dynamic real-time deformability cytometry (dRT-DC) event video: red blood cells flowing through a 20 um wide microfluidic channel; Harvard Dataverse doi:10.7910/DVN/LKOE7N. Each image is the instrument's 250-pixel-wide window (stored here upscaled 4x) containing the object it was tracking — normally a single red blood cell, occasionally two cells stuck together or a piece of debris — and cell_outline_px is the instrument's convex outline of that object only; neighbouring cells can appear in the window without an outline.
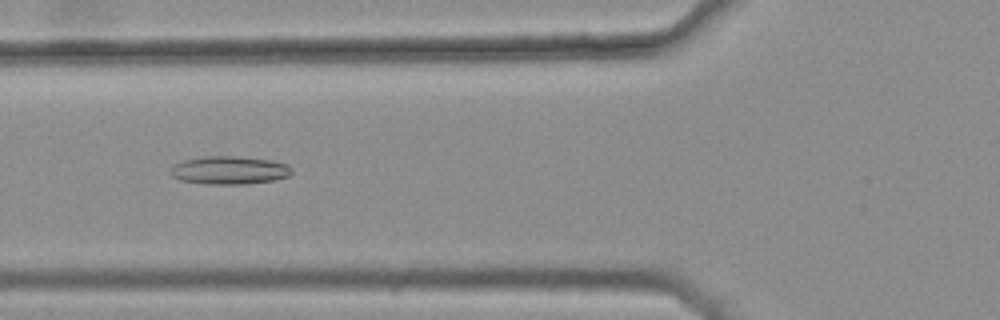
{"species": "common noctule bat (a hibernating species)", "species_latin": "Nyctalus noctula", "temperature_condition": "warm", "stored_images_in_passage": 6, "camera_frame_rate_fps": 3000, "um_per_image_px": 0.085, "animal": {"sex": "female", "body_mass_g": 25.1}, "frame": {"image": 1, "passage_image": 6, "time_ms": 1.667, "image_size_px": [1000, 320], "cell_outline_px": [[292, 172], [288, 176], [272, 180], [244, 184], [204, 184], [180, 180], [172, 176], [172, 164], [184, 160], [204, 156], [236, 156], [272, 160], [288, 164], [292, 168]], "centroid_in_image_um": [19.49, 14.46], "position_along_channel_um": 106.3, "area_um2": 19.88}}